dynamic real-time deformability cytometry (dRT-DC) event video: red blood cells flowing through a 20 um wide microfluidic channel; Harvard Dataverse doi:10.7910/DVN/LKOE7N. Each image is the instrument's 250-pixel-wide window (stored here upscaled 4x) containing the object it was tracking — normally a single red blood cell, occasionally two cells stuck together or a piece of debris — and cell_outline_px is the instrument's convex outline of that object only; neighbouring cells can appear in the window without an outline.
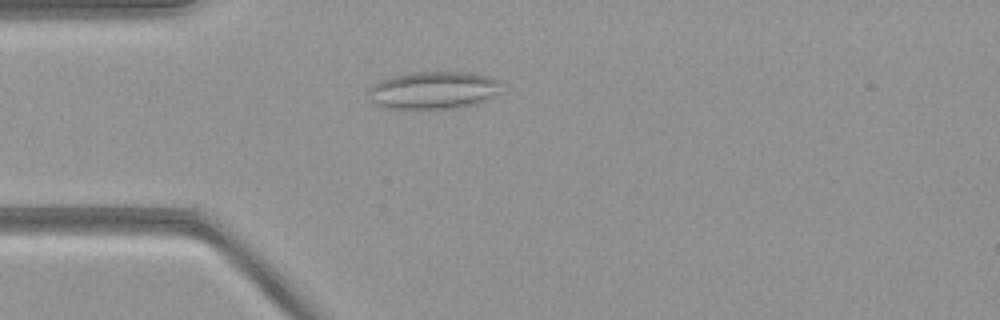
{"species": "common noctule bat (a hibernating species)", "species_latin": "Nyctalus noctula", "temperature_condition": "warm", "stored_images_in_passage": 51, "camera_frame_rate_fps": 3000, "um_per_image_px": 0.085, "animal": {"sex": "female", "body_mass_g": 21.9}, "frame": {"image": 1, "passage_image": 13, "time_ms": 4.0, "image_size_px": [1000, 320], "cell_outline_px": [[500, 92], [492, 100], [460, 108], [388, 108], [376, 104], [372, 100], [368, 92], [368, 88], [372, 84], [380, 80], [392, 76], [412, 72], [476, 72], [500, 80]], "centroid_in_image_um": [36.92, 7.66], "position_along_channel_um": 48.1, "area_um2": 29.54}}
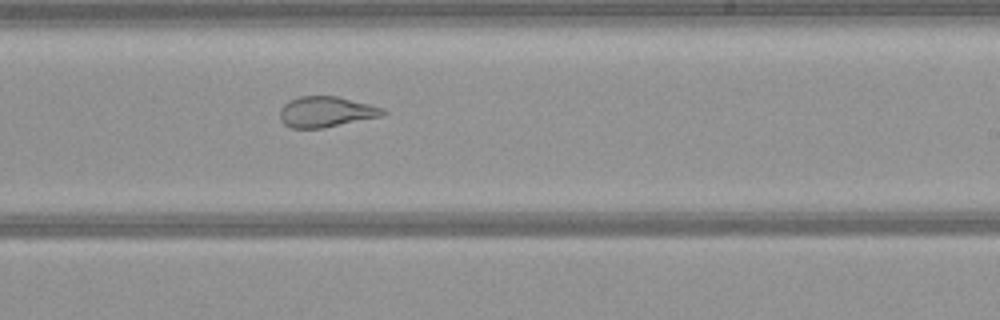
{"frame": {"image": 2, "passage_image": 30, "time_ms": 9.667, "image_size_px": [1000, 320], "cell_outline_px": [[388, 112], [384, 116], [324, 128], [292, 128], [284, 124], [280, 120], [280, 108], [288, 100], [300, 96], [336, 96], [384, 108]], "centroid_in_image_um": [27.72, 9.51], "position_along_channel_um": 261.3, "area_um2": 18.55}}
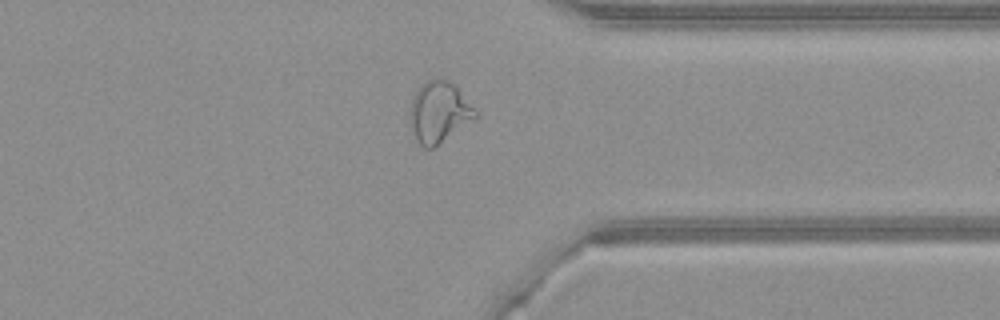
{"frame": {"image": 3, "passage_image": 39, "time_ms": 12.667, "image_size_px": [1000, 320], "cell_outline_px": [[480, 116], [432, 148], [424, 148], [416, 140], [408, 120], [408, 116], [412, 100], [416, 88], [432, 76], [436, 76], [448, 80], [456, 84], [480, 112]], "centroid_in_image_um": [37.35, 9.47], "position_along_channel_um": 374.1, "area_um2": 24.16}}